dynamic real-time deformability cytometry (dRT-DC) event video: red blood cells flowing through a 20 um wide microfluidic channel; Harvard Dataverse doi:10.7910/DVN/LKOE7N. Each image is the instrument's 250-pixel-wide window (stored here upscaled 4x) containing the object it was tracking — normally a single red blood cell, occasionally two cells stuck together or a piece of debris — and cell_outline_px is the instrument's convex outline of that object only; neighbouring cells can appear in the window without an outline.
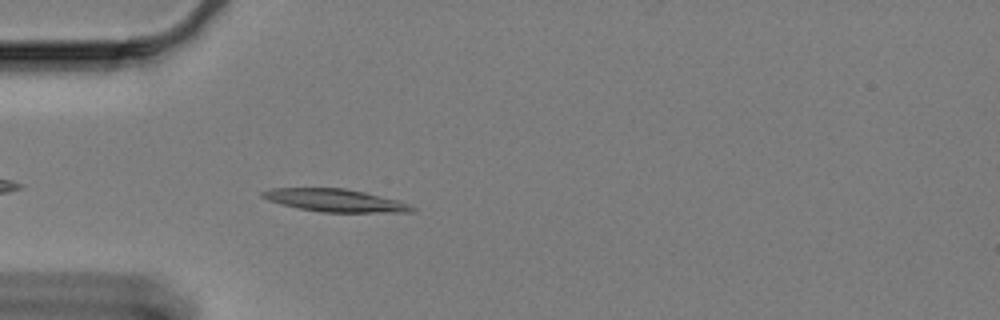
{"species": "Egyptian fruit bat (a non-hibernating species)", "species_latin": "Rousettus aegyptiacus", "temperature_condition": "cold", "stored_images_in_passage": 47, "camera_frame_rate_fps": 3000, "um_per_image_px": 0.085, "animal": {"sex": "female"}, "frame": {"image": 1, "passage_image": 4, "time_ms": 1.0, "image_size_px": [1000, 320], "cell_outline_px": [[416, 208], [412, 212], [320, 212], [300, 208], [268, 200], [260, 196], [260, 192], [268, 188], [344, 188], [364, 192], [400, 200], [412, 204]], "centroid_in_image_um": [28.53, 17.03], "position_along_channel_um": 56.5, "area_um2": 19.83}}
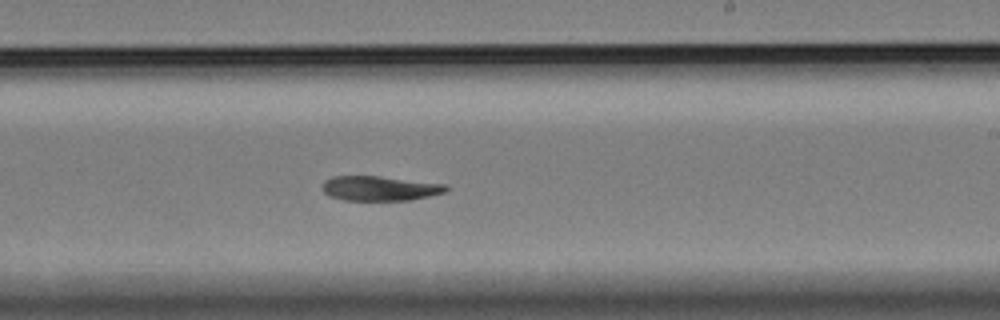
{"frame": {"image": 2, "passage_image": 23, "time_ms": 7.333, "image_size_px": [1000, 320], "cell_outline_px": [[448, 192], [408, 200], [344, 200], [328, 196], [320, 188], [324, 180], [332, 176], [380, 176], [448, 184]], "centroid_in_image_um": [32.27, 16.0], "position_along_channel_um": 256.7, "area_um2": 18.03}}
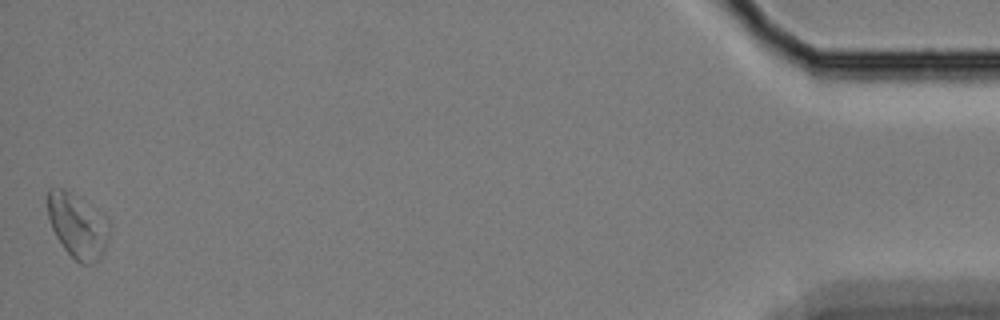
{"frame": {"image": 3, "passage_image": 47, "time_ms": 15.333, "image_size_px": [1000, 320], "cell_outline_px": [[108, 236], [104, 252], [100, 260], [92, 264], [80, 264], [64, 248], [56, 236], [52, 228], [48, 216], [48, 188], [64, 188], [104, 216], [108, 224]], "centroid_in_image_um": [6.58, 19.22], "position_along_channel_um": 428.6, "area_um2": 22.72}}